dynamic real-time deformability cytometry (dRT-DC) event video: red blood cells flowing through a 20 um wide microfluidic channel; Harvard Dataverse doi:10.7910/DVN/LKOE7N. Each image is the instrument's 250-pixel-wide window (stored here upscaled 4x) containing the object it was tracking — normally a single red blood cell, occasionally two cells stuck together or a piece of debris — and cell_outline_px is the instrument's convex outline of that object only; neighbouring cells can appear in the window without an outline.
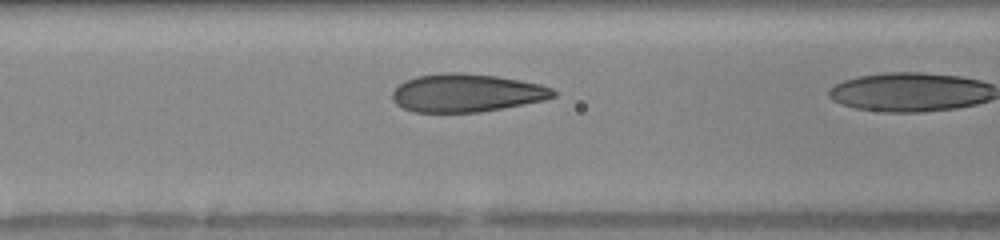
{"species": "human", "species_latin": "Homo sapiens", "temperature_condition": "warm", "stored_images_in_passage": 10, "camera_frame_rate_fps": 3000, "um_per_image_px": 0.085, "donor": {"sex": "female"}, "frame": {"image": 1, "passage_image": 9, "time_ms": 2.667, "image_size_px": [1000, 240], "cell_outline_px": [[556, 96], [544, 100], [524, 104], [480, 112], [412, 112], [396, 104], [392, 100], [392, 92], [404, 80], [416, 76], [440, 72], [460, 72], [496, 76], [520, 80], [540, 84], [552, 88], [556, 92]], "centroid_in_image_um": [39.63, 7.89], "position_along_channel_um": 127.0, "area_um2": 35.89}}